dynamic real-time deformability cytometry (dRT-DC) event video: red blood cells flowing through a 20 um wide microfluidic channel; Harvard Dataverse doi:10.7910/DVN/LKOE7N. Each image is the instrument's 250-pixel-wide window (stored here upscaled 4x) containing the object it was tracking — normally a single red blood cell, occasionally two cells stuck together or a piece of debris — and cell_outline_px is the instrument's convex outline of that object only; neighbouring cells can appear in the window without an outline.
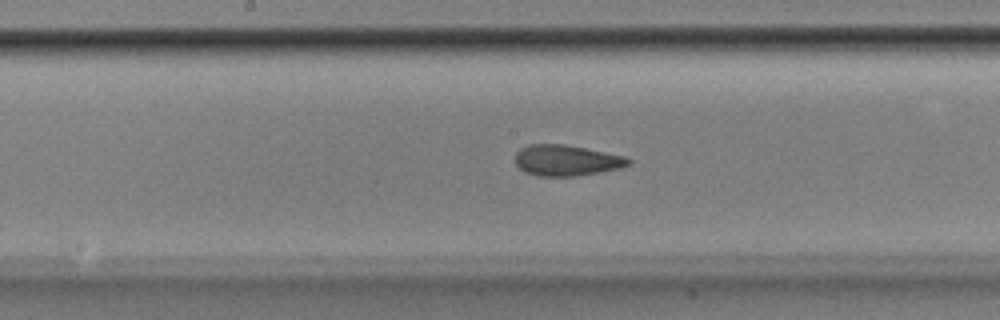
{"species": "Egyptian fruit bat (a non-hibernating species)", "species_latin": "Rousettus aegyptiacus", "temperature_condition": "room temperature", "stored_images_in_passage": 45, "camera_frame_rate_fps": 3000, "um_per_image_px": 0.085, "animal": {"sex": "male"}, "frame": {"image": 1, "passage_image": 20, "time_ms": 6.333, "image_size_px": [1000, 320], "cell_outline_px": [[632, 164], [620, 168], [600, 172], [576, 176], [536, 176], [524, 172], [516, 164], [516, 152], [520, 148], [528, 144], [564, 144], [628, 156], [632, 160]], "centroid_in_image_um": [48.18, 13.63], "position_along_channel_um": 200.0, "area_um2": 20.63}}
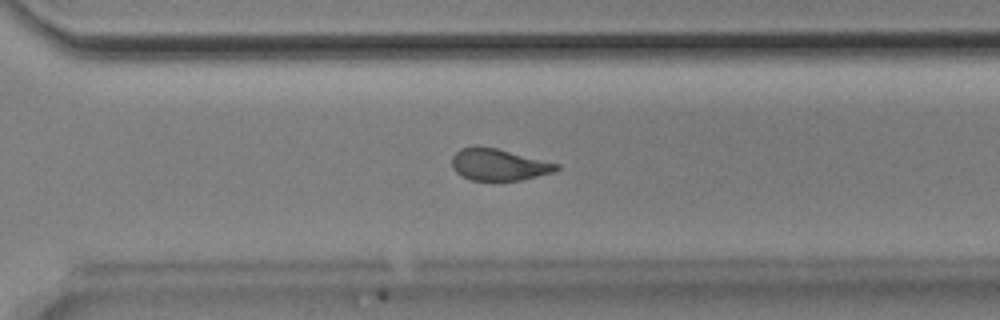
{"frame": {"image": 2, "passage_image": 30, "time_ms": 9.667, "image_size_px": [1000, 320], "cell_outline_px": [[560, 168], [552, 172], [520, 180], [472, 180], [460, 176], [452, 168], [452, 156], [460, 148], [496, 148], [560, 164]], "centroid_in_image_um": [42.38, 14.01], "position_along_channel_um": 328.2, "area_um2": 18.9}}
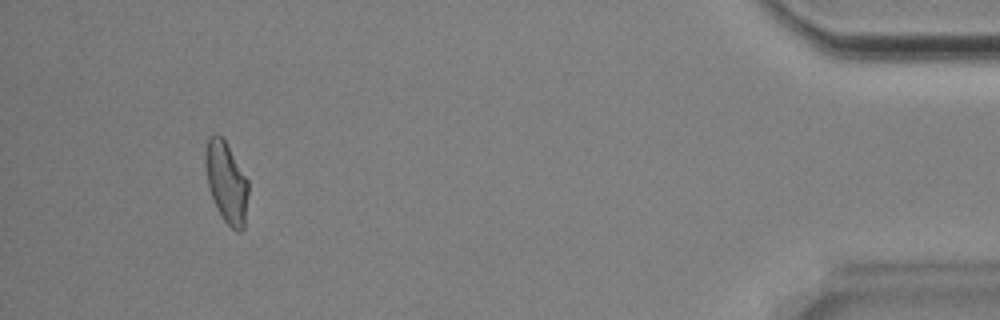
{"frame": {"image": 3, "passage_image": 42, "time_ms": 13.667, "image_size_px": [1000, 320], "cell_outline_px": [[248, 192], [244, 228], [240, 232], [236, 232], [224, 220], [212, 196], [208, 184], [204, 164], [204, 152], [208, 136], [216, 132], [224, 140], [248, 180]], "centroid_in_image_um": [19.23, 15.46], "position_along_channel_um": 416.0, "area_um2": 20.06}, "authors_computed_cell_mechanics": {"area_um2": 20.4612, "velocity_mm_per_s": 3.8586, "shape_relaxation_time_tau1_ms": 7.1305, "shape_relaxation_time_tau2_ms": 1.4793, "deformation_change_tau1": 0.1635, "deformation_change_tau2": 0.0802}}